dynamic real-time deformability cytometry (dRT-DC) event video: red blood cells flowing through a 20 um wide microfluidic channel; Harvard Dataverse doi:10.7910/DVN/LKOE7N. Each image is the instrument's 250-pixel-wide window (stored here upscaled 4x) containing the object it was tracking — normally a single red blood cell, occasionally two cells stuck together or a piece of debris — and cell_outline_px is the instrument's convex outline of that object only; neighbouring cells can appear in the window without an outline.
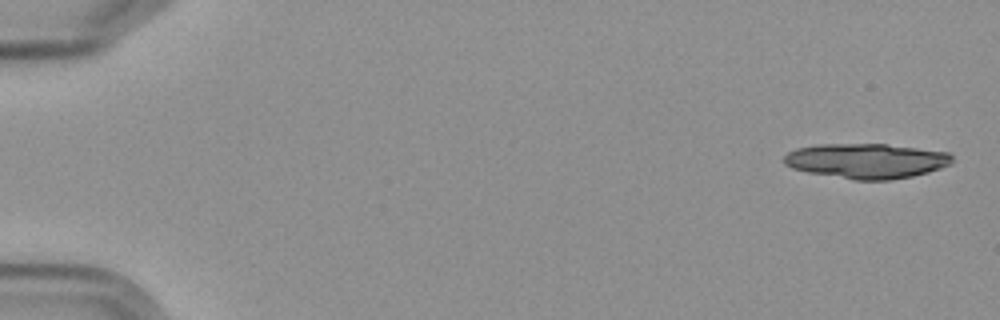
{"species": "Egyptian fruit bat (a non-hibernating species)", "species_latin": "Rousettus aegyptiacus", "temperature_condition": "cold", "stored_images_in_passage": 8, "camera_frame_rate_fps": 3000, "um_per_image_px": 0.085, "frame": {"image": 1, "passage_image": 1, "time_ms": 0.0, "image_size_px": [1000, 320], "cell_outline_px": [[952, 164], [928, 172], [912, 176], [888, 180], [852, 180], [808, 172], [792, 168], [784, 164], [784, 156], [788, 152], [796, 148], [816, 144], [884, 144], [948, 152], [952, 156]], "centroid_in_image_um": [73.62, 13.68], "position_along_channel_um": 11.4, "area_um2": 34.28}}
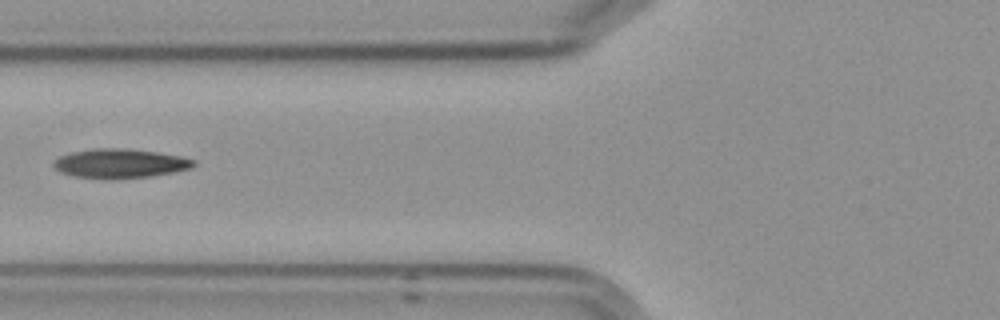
{"frame": {"image": 2, "passage_image": 7, "time_ms": 7.333, "image_size_px": [1000, 320], "cell_outline_px": [[196, 164], [192, 168], [152, 176], [116, 180], [108, 180], [72, 176], [60, 172], [52, 164], [60, 156], [72, 152], [96, 148], [124, 148], [156, 152], [180, 156], [196, 160]], "centroid_in_image_um": [10.21, 13.91], "position_along_channel_um": 115.6, "area_um2": 24.1}}
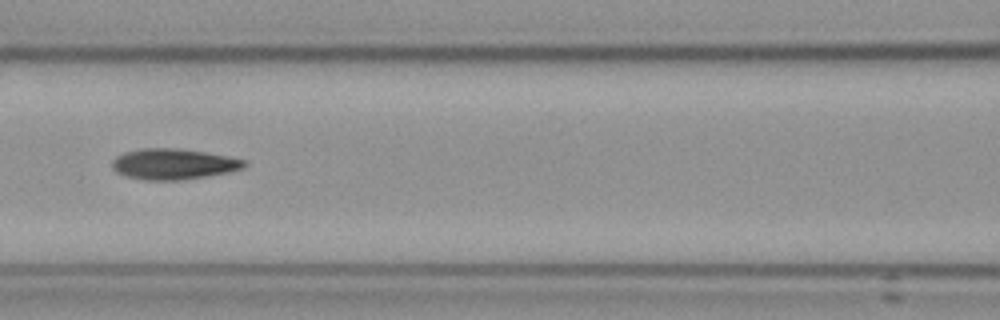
{"frame": {"image": 3, "passage_image": 8, "time_ms": 8.333, "image_size_px": [1000, 320], "cell_outline_px": [[248, 164], [244, 168], [228, 172], [180, 180], [144, 180], [128, 176], [116, 172], [112, 168], [112, 160], [116, 156], [124, 152], [144, 148], [176, 148], [204, 152], [228, 156], [248, 160]], "centroid_in_image_um": [14.76, 13.94], "position_along_channel_um": 151.8, "area_um2": 23.64}}